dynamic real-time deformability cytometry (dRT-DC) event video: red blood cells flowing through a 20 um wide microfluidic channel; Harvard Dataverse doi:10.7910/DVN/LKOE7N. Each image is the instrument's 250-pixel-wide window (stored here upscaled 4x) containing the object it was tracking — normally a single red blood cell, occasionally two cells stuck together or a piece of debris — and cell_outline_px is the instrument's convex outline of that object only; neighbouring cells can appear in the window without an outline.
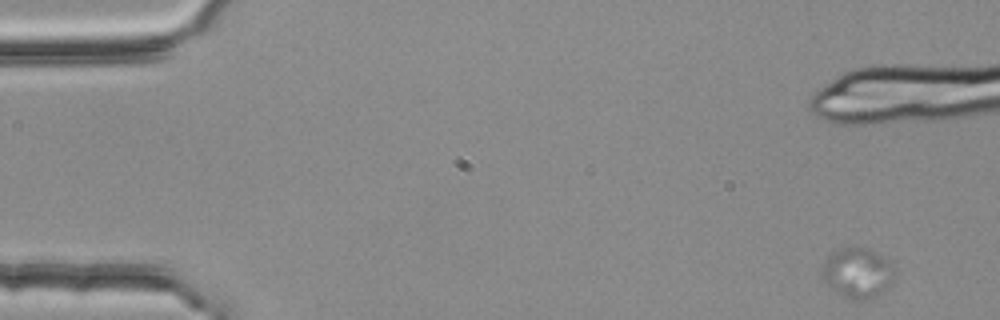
{"species": "common noctule bat (a hibernating species)", "species_latin": "Nyctalus noctula", "temperature_condition": "room temperature", "stored_images_in_passage": 5, "camera_frame_rate_fps": 3000, "um_per_image_px": 0.085, "animal": {"sex": "female", "body_mass_g": 25.1}, "frame": {"image": 1, "passage_image": 1, "time_ms": 0.0, "image_size_px": [1000, 320], "cell_outline_px": [[892, 284], [884, 292], [872, 300], [860, 300], [844, 296], [832, 288], [820, 276], [820, 268], [824, 260], [832, 252], [848, 244], [852, 244], [868, 248], [876, 252], [892, 264]], "centroid_in_image_um": [72.86, 23.16], "position_along_channel_um": 12.1, "area_um2": 21.68}}